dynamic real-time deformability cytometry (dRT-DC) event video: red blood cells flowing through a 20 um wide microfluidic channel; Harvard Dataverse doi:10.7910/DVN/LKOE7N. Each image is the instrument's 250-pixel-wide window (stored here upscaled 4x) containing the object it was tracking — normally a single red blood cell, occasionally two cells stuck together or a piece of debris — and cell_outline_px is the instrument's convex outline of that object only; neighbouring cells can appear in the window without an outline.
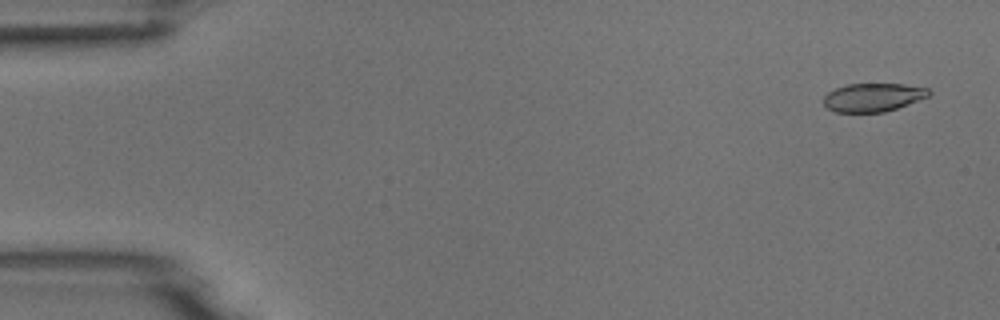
{"species": "common noctule bat (a hibernating species)", "species_latin": "Nyctalus noctula", "temperature_condition": "room temperature", "stored_images_in_passage": 4, "camera_frame_rate_fps": 3000, "um_per_image_px": 0.085, "animal": {"sex": "male", "body_mass_g": 18.8}, "frame": {"image": 1, "passage_image": 1, "time_ms": 0.0, "image_size_px": [1000, 320], "cell_outline_px": [[932, 92], [928, 96], [896, 108], [884, 112], [836, 112], [828, 108], [824, 104], [824, 96], [828, 92], [836, 88], [848, 84], [904, 84], [928, 88]], "centroid_in_image_um": [74.2, 8.27], "position_along_channel_um": 10.8, "area_um2": 17.22}}
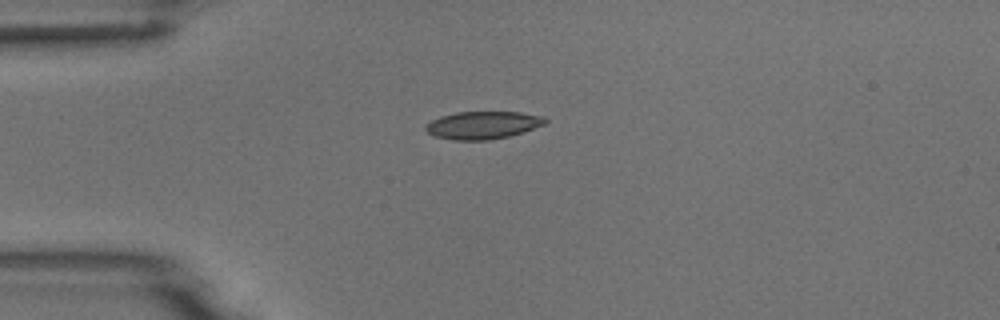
{"frame": {"image": 2, "passage_image": 4, "time_ms": 3.667, "image_size_px": [1000, 320], "cell_outline_px": [[548, 120], [544, 124], [508, 136], [488, 140], [452, 140], [436, 136], [428, 132], [424, 128], [424, 124], [440, 116], [456, 112], [520, 112], [544, 116]], "centroid_in_image_um": [41.0, 10.62], "position_along_channel_um": 44.0, "area_um2": 19.13}}